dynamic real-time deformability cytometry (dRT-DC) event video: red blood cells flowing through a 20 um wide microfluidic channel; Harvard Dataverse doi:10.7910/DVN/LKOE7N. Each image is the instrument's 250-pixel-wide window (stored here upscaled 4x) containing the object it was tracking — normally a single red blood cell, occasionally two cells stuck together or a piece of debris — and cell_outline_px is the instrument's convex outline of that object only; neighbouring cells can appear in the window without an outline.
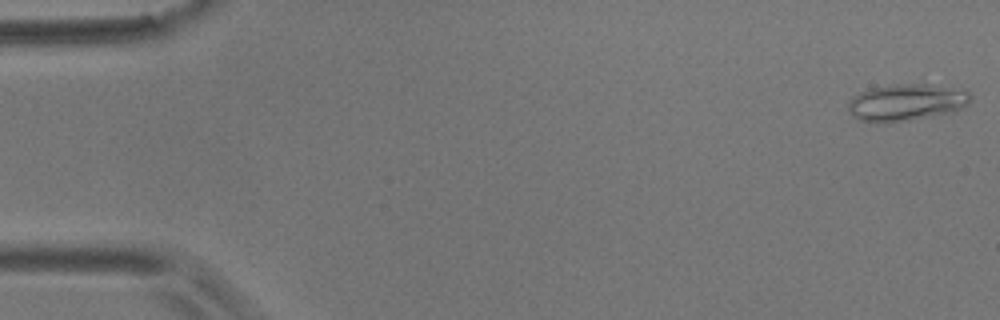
{"species": "common noctule bat (a hibernating species)", "species_latin": "Nyctalus noctula", "temperature_condition": "room temperature", "stored_images_in_passage": 31, "camera_frame_rate_fps": 3000, "um_per_image_px": 0.085, "animal": {"sex": "male", "body_mass_g": 17.9}, "frame": {"image": 1, "passage_image": 1, "time_ms": 0.0, "image_size_px": [1000, 320], "cell_outline_px": [[972, 96], [968, 104], [952, 112], [904, 120], [876, 124], [860, 120], [852, 116], [848, 108], [848, 104], [852, 96], [860, 92], [872, 88], [892, 84], [924, 84], [968, 92]], "centroid_in_image_um": [76.95, 8.71], "position_along_channel_um": 8.0, "area_um2": 25.78}}
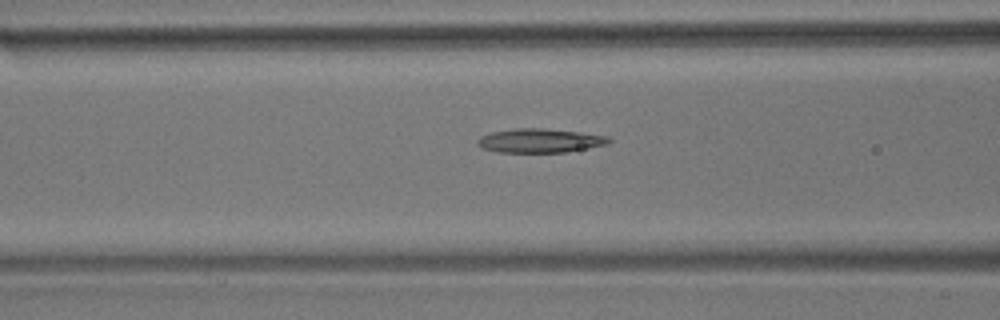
{"frame": {"image": 2, "passage_image": 22, "time_ms": 7.0, "image_size_px": [1000, 320], "cell_outline_px": [[612, 140], [608, 144], [588, 148], [564, 152], [496, 152], [480, 148], [476, 144], [476, 140], [480, 136], [492, 132], [512, 128], [544, 128], [580, 132], [608, 136]], "centroid_in_image_um": [45.85, 11.95], "position_along_channel_um": 120.8, "area_um2": 18.55}}
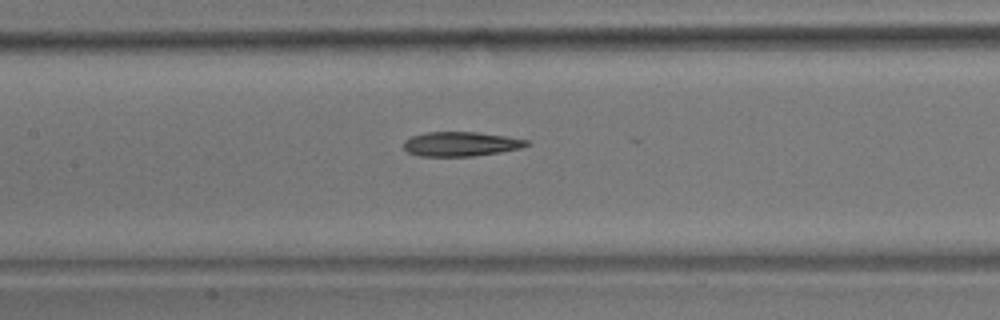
{"frame": {"image": 3, "passage_image": 26, "time_ms": 8.333, "image_size_px": [1000, 320], "cell_outline_px": [[528, 144], [520, 148], [500, 152], [472, 156], [420, 156], [408, 152], [404, 148], [404, 140], [412, 136], [424, 132], [476, 132], [504, 136], [528, 140]], "centroid_in_image_um": [39.12, 12.24], "position_along_channel_um": 168.3, "area_um2": 17.34}}